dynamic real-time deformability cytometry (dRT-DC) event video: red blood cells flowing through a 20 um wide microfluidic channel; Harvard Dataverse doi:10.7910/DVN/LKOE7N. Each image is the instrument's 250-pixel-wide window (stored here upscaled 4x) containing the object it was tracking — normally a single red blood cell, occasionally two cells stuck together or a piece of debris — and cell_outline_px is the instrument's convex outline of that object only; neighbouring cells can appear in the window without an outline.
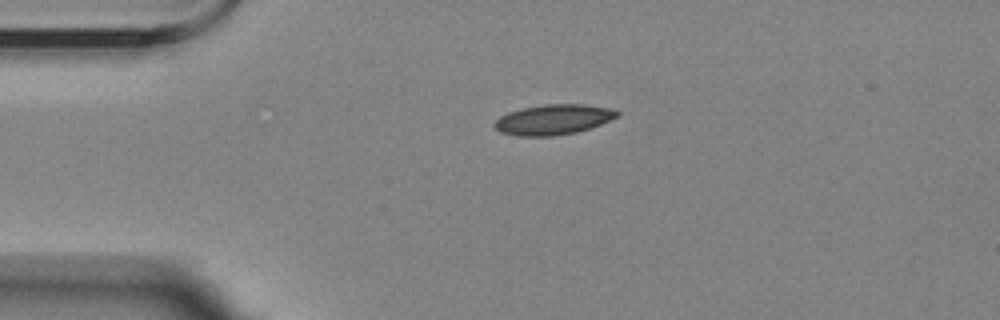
{"species": "Egyptian fruit bat (a non-hibernating species)", "species_latin": "Rousettus aegyptiacus", "temperature_condition": "room temperature", "stored_images_in_passage": 2, "camera_frame_rate_fps": 3000, "um_per_image_px": 0.085, "animal": {"sex": "female"}, "frame": {"image": 1, "passage_image": 1, "time_ms": 0.0, "image_size_px": [1000, 320], "cell_outline_px": [[620, 116], [600, 124], [576, 132], [552, 136], [516, 136], [500, 132], [492, 124], [500, 116], [508, 112], [524, 108], [544, 104], [584, 104], [616, 108], [620, 112]], "centroid_in_image_um": [47.06, 10.15], "position_along_channel_um": 37.9, "area_um2": 21.73}}